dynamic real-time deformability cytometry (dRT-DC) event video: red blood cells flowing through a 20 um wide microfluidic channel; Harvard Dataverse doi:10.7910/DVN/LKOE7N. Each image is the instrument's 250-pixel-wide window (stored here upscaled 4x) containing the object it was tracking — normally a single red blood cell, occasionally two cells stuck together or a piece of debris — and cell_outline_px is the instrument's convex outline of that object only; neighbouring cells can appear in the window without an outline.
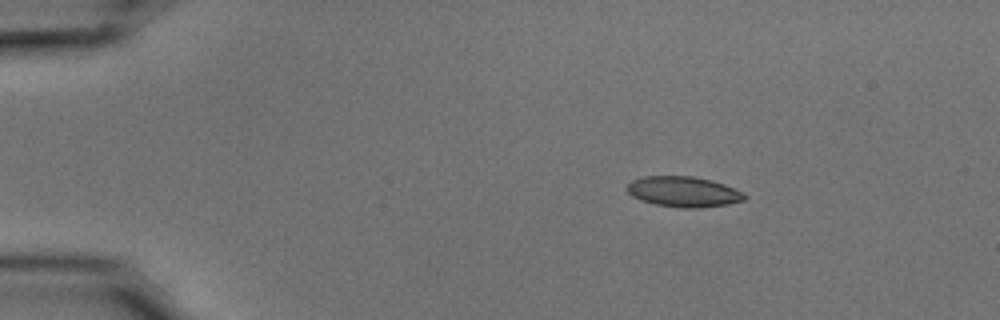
{"species": "common noctule bat (a hibernating species)", "species_latin": "Nyctalus noctula", "temperature_condition": "cold", "stored_images_in_passage": 11, "camera_frame_rate_fps": 3000, "um_per_image_px": 0.085, "animal": {"sex": "male", "body_mass_g": 15.6}, "frame": {"image": 1, "passage_image": 1, "time_ms": 0.0, "image_size_px": [1000, 320], "cell_outline_px": [[748, 196], [744, 200], [728, 204], [700, 208], [680, 208], [656, 204], [640, 200], [632, 196], [624, 188], [632, 180], [644, 176], [692, 176], [712, 180], [724, 184], [744, 192]], "centroid_in_image_um": [58.1, 16.3], "position_along_channel_um": 26.9, "area_um2": 21.04}}
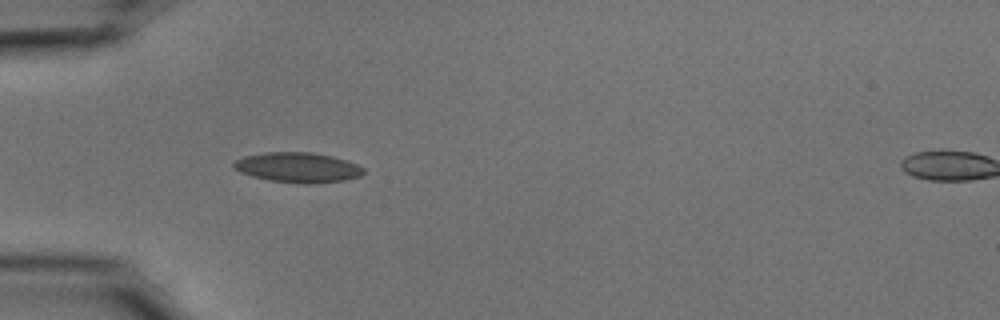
{"frame": {"image": 2, "passage_image": 9, "time_ms": 2.667, "image_size_px": [1000, 320], "cell_outline_px": [[364, 172], [360, 176], [344, 180], [308, 184], [304, 184], [268, 180], [252, 176], [240, 172], [232, 164], [236, 160], [244, 156], [264, 152], [312, 152], [332, 156], [348, 160], [364, 168]], "centroid_in_image_um": [25.32, 14.23], "position_along_channel_um": 59.7, "area_um2": 22.72}}